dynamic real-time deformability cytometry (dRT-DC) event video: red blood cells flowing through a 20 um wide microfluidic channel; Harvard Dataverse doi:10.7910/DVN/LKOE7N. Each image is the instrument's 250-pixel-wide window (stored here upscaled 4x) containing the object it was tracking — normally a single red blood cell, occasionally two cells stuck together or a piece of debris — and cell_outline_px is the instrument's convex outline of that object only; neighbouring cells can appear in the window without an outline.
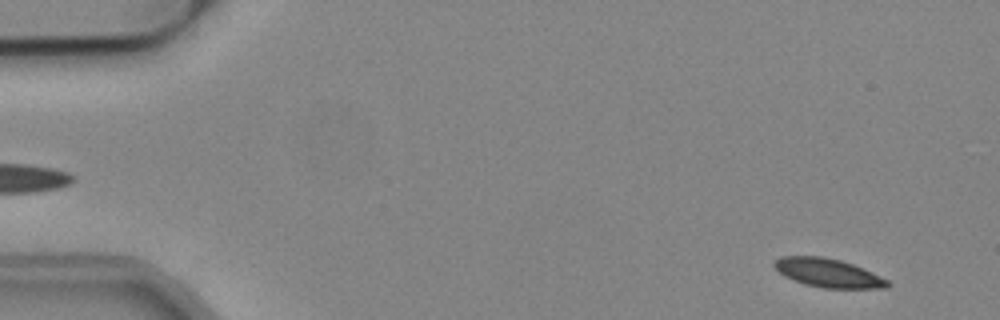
{"species": "common noctule bat (a hibernating species)", "species_latin": "Nyctalus noctula", "temperature_condition": "cold", "stored_images_in_passage": 54, "camera_frame_rate_fps": 3000, "um_per_image_px": 0.085, "animal": {"sex": "male", "body_mass_g": 19.2, "forearm_length_mm": 51.8}, "frame": {"image": 1, "passage_image": 4, "time_ms": 1.0, "image_size_px": [1000, 320], "cell_outline_px": [[892, 284], [888, 288], [824, 288], [804, 284], [784, 276], [772, 264], [780, 256], [824, 256], [840, 260], [852, 264], [872, 272], [888, 280]], "centroid_in_image_um": [70.4, 23.2], "position_along_channel_um": 14.6, "area_um2": 18.9}}
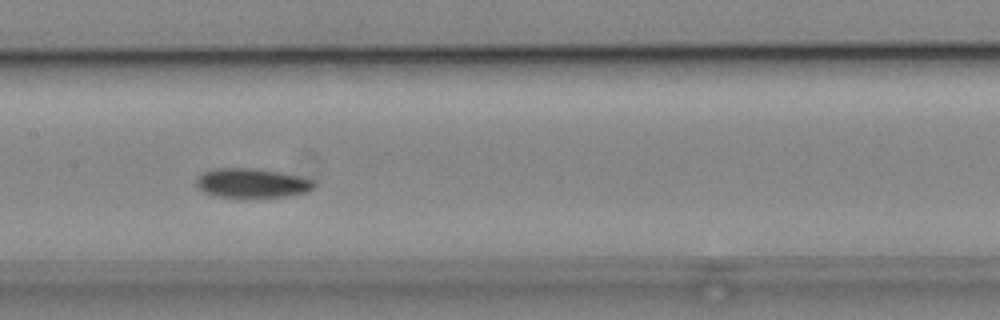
{"frame": {"image": 2, "passage_image": 27, "time_ms": 8.667, "image_size_px": [1000, 320], "cell_outline_px": [[316, 184], [308, 192], [292, 196], [216, 196], [204, 192], [196, 184], [196, 176], [200, 172], [212, 168], [248, 168], [280, 172], [312, 180]], "centroid_in_image_um": [21.37, 15.54], "position_along_channel_um": 186.0, "area_um2": 19.88}}
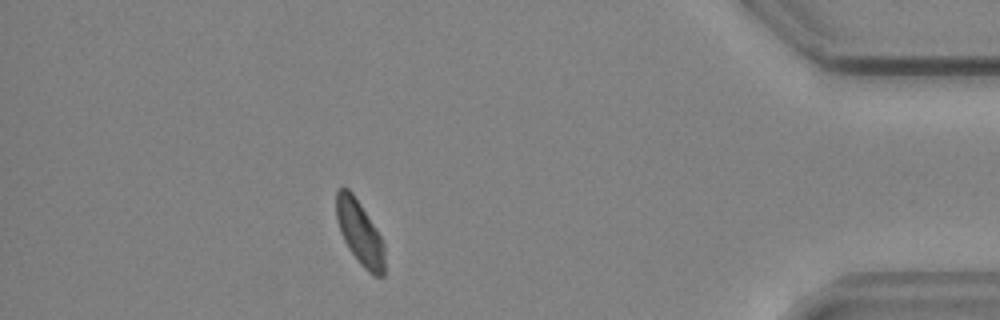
{"frame": {"image": 3, "passage_image": 48, "time_ms": 15.667, "image_size_px": [1000, 320], "cell_outline_px": [[384, 276], [372, 276], [360, 264], [348, 248], [340, 232], [336, 220], [336, 192], [340, 188], [348, 188], [352, 192], [360, 204], [380, 236], [384, 244]], "centroid_in_image_um": [30.56, 19.8], "position_along_channel_um": 404.6, "area_um2": 17.92}, "authors_computed_cell_mechanics": {"area_um2": 19.4497, "velocity_mm_per_s": 3.8047, "shape_relaxation_time_tau1_ms": 2.5165, "shape_relaxation_time_tau2_ms": 6.9652, "deformation_change_tau1": 0.0922, "deformation_change_tau2": 0.0971}}